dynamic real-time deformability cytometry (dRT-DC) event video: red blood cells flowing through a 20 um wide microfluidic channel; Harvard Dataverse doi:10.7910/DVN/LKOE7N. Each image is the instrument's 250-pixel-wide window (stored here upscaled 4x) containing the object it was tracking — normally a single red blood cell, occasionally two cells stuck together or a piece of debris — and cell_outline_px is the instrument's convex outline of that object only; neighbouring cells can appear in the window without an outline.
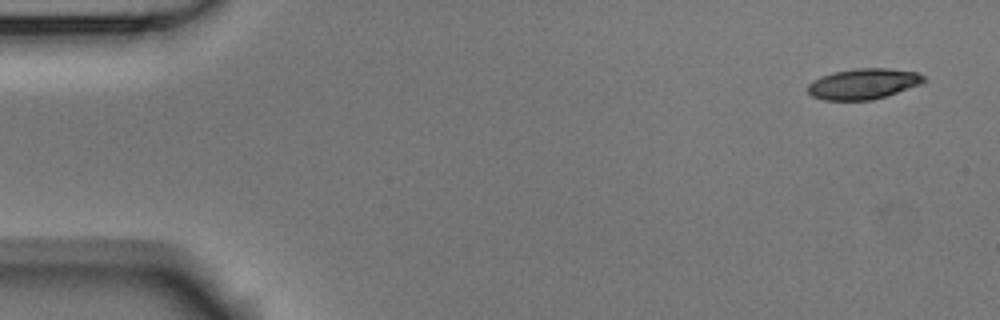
{"species": "Egyptian fruit bat (a non-hibernating species)", "species_latin": "Rousettus aegyptiacus", "temperature_condition": "room temperature", "stored_images_in_passage": 4, "camera_frame_rate_fps": 3000, "um_per_image_px": 0.085, "animal": {"sex": "male"}, "frame": {"image": 1, "passage_image": 1, "time_ms": 0.0, "image_size_px": [1000, 320], "cell_outline_px": [[928, 80], [920, 84], [872, 100], [824, 100], [812, 96], [808, 92], [808, 84], [812, 80], [820, 76], [832, 72], [856, 68], [888, 68], [916, 72], [924, 76]], "centroid_in_image_um": [73.35, 7.11], "position_along_channel_um": 11.6, "area_um2": 20.69}}
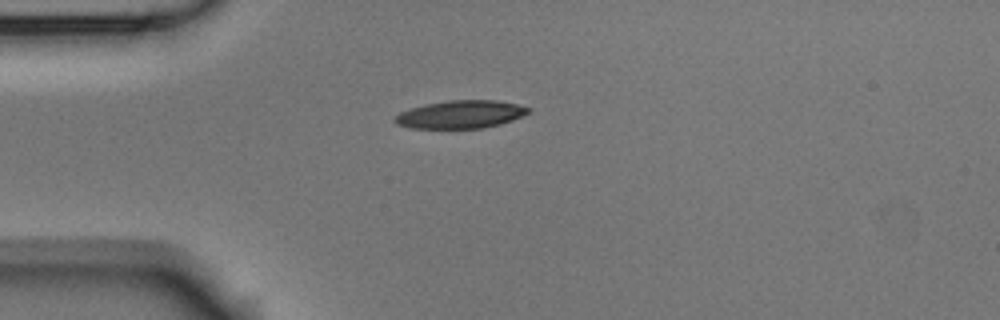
{"frame": {"image": 2, "passage_image": 4, "time_ms": 1.0, "image_size_px": [1000, 320], "cell_outline_px": [[532, 112], [512, 120], [500, 124], [484, 128], [412, 128], [396, 124], [392, 120], [400, 112], [424, 104], [448, 100], [496, 100], [516, 104], [532, 108]], "centroid_in_image_um": [39.18, 9.72], "position_along_channel_um": 45.8, "area_um2": 21.79}}